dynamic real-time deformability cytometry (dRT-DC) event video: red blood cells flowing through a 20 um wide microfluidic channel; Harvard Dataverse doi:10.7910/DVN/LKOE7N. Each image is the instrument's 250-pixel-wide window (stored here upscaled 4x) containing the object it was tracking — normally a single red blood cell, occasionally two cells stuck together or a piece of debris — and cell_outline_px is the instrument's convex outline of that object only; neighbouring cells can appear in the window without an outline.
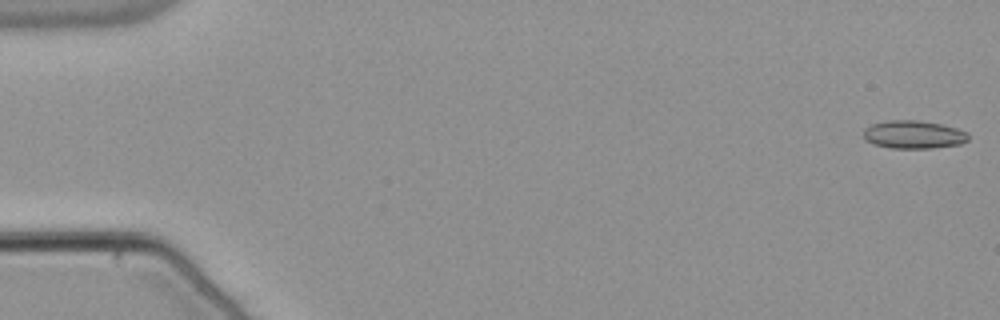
{"species": "common noctule bat (a hibernating species)", "species_latin": "Nyctalus noctula", "temperature_condition": "warm", "stored_images_in_passage": 54, "camera_frame_rate_fps": 3000, "um_per_image_px": 0.085, "animal": {"sex": "male", "body_mass_g": 21.5, "forearm_length_mm": 52.0}, "frame": {"image": 1, "passage_image": 1, "time_ms": 0.0, "image_size_px": [1000, 320], "cell_outline_px": [[968, 140], [960, 144], [932, 148], [892, 148], [876, 144], [868, 140], [864, 136], [864, 128], [872, 124], [888, 120], [916, 120], [940, 124], [956, 128], [968, 132]], "centroid_in_image_um": [77.68, 11.43], "position_along_channel_um": 7.3, "area_um2": 16.94}}
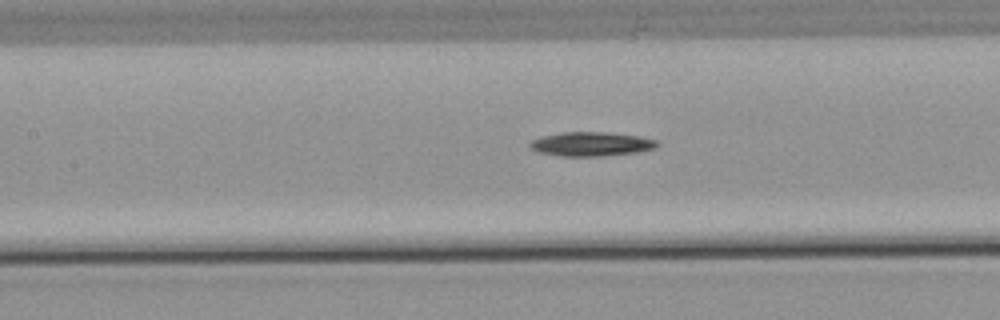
{"frame": {"image": 2, "passage_image": 25, "time_ms": 8.0, "image_size_px": [1000, 320], "cell_outline_px": [[660, 144], [656, 148], [636, 152], [600, 156], [560, 156], [536, 152], [528, 148], [528, 144], [532, 140], [540, 136], [560, 132], [604, 132], [640, 136], [656, 140]], "centroid_in_image_um": [50.19, 12.24], "position_along_channel_um": 157.2, "area_um2": 18.09}}
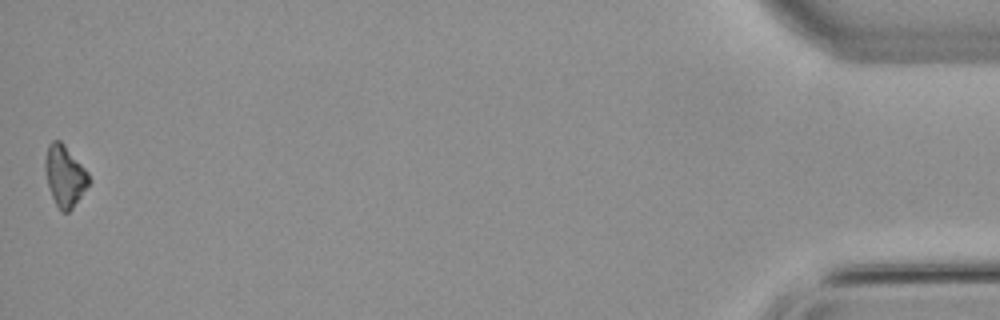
{"frame": {"image": 3, "passage_image": 54, "time_ms": 17.667, "image_size_px": [1000, 320], "cell_outline_px": [[92, 180], [72, 208], [68, 212], [60, 212], [52, 196], [48, 184], [44, 168], [44, 160], [48, 144], [52, 140], [60, 140], [64, 144], [88, 172]], "centroid_in_image_um": [5.5, 14.94], "position_along_channel_um": 429.7, "area_um2": 15.55}, "authors_computed_cell_mechanics": {"area_um2": 17.4556, "velocity_mm_per_s": 3.8096, "shape_relaxation_time_tau1_ms": 10.0791, "shape_relaxation_time_tau2_ms": null, "deformation_change_tau1": 0.2004, "deformation_change_tau2": null}}